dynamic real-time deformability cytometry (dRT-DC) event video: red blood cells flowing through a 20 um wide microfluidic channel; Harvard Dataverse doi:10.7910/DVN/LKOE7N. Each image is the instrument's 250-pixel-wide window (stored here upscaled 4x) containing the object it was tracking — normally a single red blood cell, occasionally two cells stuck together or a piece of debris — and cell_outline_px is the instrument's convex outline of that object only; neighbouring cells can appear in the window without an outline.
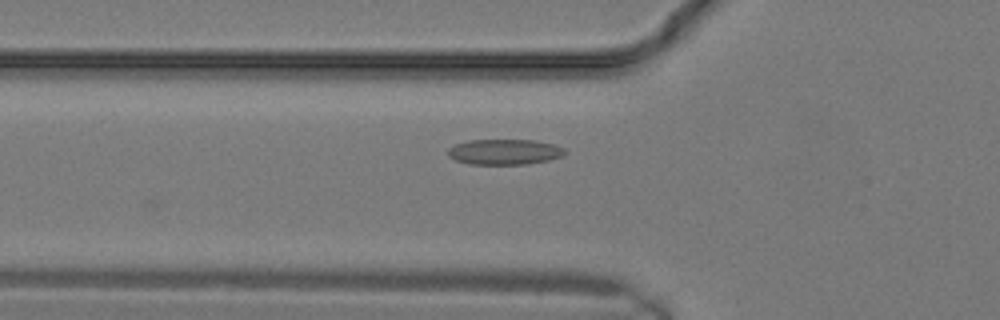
{"species": "common noctule bat (a hibernating species)", "species_latin": "Nyctalus noctula", "temperature_condition": "warm", "stored_images_in_passage": 6, "camera_frame_rate_fps": 3000, "um_per_image_px": 0.085, "animal": {"sex": "male", "body_mass_g": 19.2, "forearm_length_mm": 51.8}, "frame": {"image": 1, "passage_image": 6, "time_ms": 1.667, "image_size_px": [1000, 320], "cell_outline_px": [[568, 152], [564, 156], [548, 160], [524, 164], [468, 164], [456, 160], [448, 156], [448, 148], [456, 144], [468, 140], [536, 140], [552, 144], [564, 148]], "centroid_in_image_um": [42.9, 12.91], "position_along_channel_um": 82.9, "area_um2": 17.4}}